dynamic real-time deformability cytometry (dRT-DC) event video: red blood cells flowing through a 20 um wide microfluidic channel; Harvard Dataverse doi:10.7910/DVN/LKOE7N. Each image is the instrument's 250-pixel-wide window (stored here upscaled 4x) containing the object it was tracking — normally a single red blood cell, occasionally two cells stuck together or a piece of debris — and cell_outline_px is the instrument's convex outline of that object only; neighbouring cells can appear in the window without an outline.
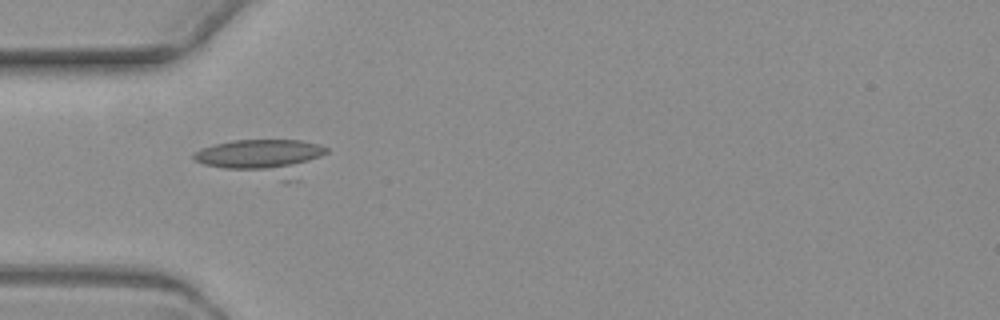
{"species": "common noctule bat (a hibernating species)", "species_latin": "Nyctalus noctula", "temperature_condition": "warm", "stored_images_in_passage": 7, "camera_frame_rate_fps": 3000, "um_per_image_px": 0.085, "animal": {"sex": "female", "body_mass_g": 19.3, "forearm_length_mm": 54.1}, "frame": {"image": 1, "passage_image": 4, "time_ms": 3.667, "image_size_px": [1000, 320], "cell_outline_px": [[328, 152], [300, 180], [284, 184], [204, 164], [196, 160], [192, 156], [192, 152], [200, 148], [232, 140], [300, 140], [320, 144], [328, 148]], "centroid_in_image_um": [22.45, 13.44], "position_along_channel_um": 62.5, "area_um2": 29.42}}
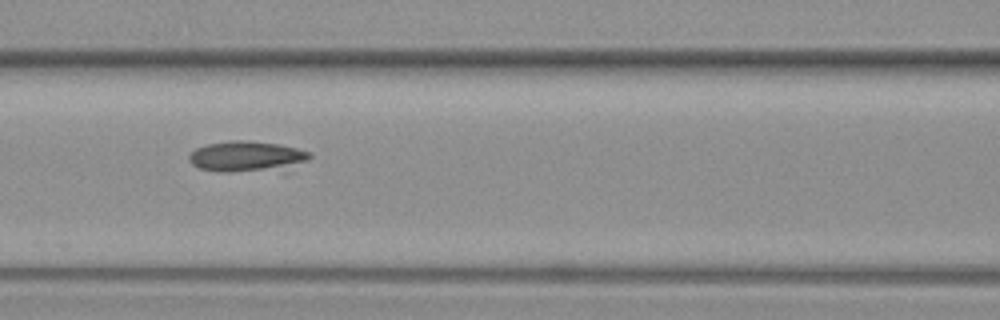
{"frame": {"image": 2, "passage_image": 6, "time_ms": 6.0, "image_size_px": [1000, 320], "cell_outline_px": [[312, 156], [308, 160], [260, 168], [228, 172], [224, 172], [200, 168], [192, 164], [188, 160], [188, 156], [196, 148], [208, 144], [232, 140], [244, 140], [276, 144], [296, 148], [308, 152]], "centroid_in_image_um": [20.78, 13.23], "position_along_channel_um": 145.8, "area_um2": 19.88}}
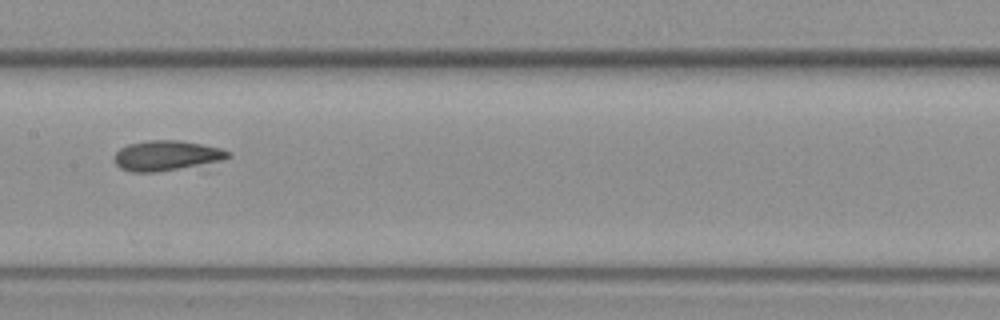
{"frame": {"image": 3, "passage_image": 7, "time_ms": 7.333, "image_size_px": [1000, 320], "cell_outline_px": [[232, 156], [204, 172], [132, 172], [120, 168], [112, 160], [116, 152], [120, 148], [128, 144], [148, 140], [180, 140], [220, 148], [228, 152]], "centroid_in_image_um": [14.34, 13.32], "position_along_channel_um": 193.1, "area_um2": 21.96}}